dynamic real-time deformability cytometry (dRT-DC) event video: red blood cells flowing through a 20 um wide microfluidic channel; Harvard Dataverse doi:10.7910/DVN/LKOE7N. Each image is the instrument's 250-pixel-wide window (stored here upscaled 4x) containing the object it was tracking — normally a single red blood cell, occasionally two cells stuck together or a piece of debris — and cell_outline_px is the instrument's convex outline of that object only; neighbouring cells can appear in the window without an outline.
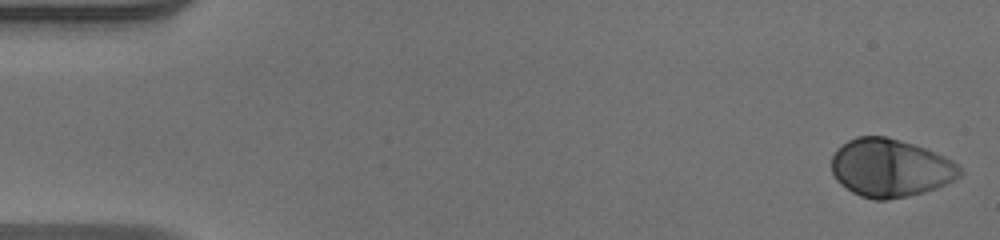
{"species": "human", "species_latin": "Homo sapiens", "temperature_condition": "warm", "stored_images_in_passage": 50, "camera_frame_rate_fps": 3000, "um_per_image_px": 0.085, "donor": {"sex": "male"}, "frame": {"image": 1, "passage_image": 1, "time_ms": 0.0, "image_size_px": [1000, 240], "cell_outline_px": [[964, 172], [960, 176], [948, 184], [924, 192], [908, 196], [888, 200], [876, 200], [860, 196], [852, 192], [840, 184], [836, 180], [832, 172], [832, 156], [836, 148], [848, 140], [856, 136], [884, 136], [900, 140], [936, 152], [952, 160]], "centroid_in_image_um": [75.67, 14.28], "position_along_channel_um": 9.3, "area_um2": 43.64}}
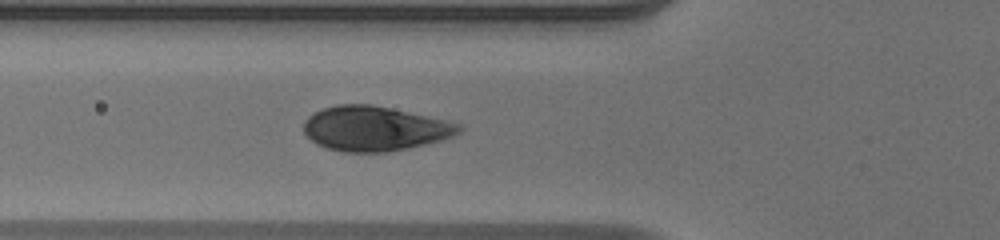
{"frame": {"image": 2, "passage_image": 18, "time_ms": 5.667, "image_size_px": [1000, 240], "cell_outline_px": [[464, 128], [460, 132], [444, 140], [408, 148], [388, 152], [344, 152], [328, 148], [316, 144], [304, 132], [304, 120], [312, 112], [336, 104], [372, 104], [444, 120], [460, 124]], "centroid_in_image_um": [31.83, 10.93], "position_along_channel_um": 94.0, "area_um2": 40.4}}
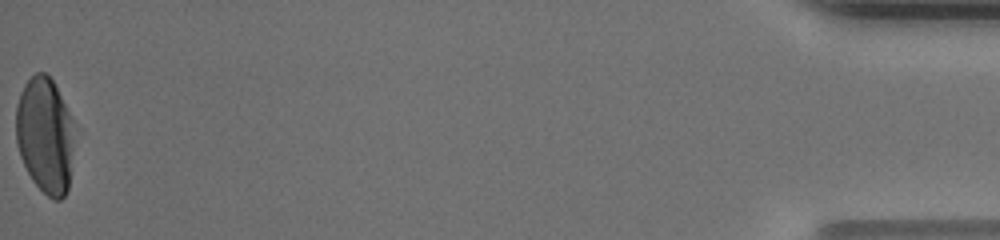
{"frame": {"image": 3, "passage_image": 50, "time_ms": 16.333, "image_size_px": [1000, 240], "cell_outline_px": [[72, 120], [68, 188], [64, 196], [60, 200], [52, 200], [32, 180], [20, 156], [16, 144], [16, 104], [20, 92], [24, 84], [36, 72], [44, 72], [52, 80]], "centroid_in_image_um": [3.76, 11.48], "position_along_channel_um": 431.4, "area_um2": 38.49}, "authors_computed_cell_mechanics": {"area_um2": 42.0206, "velocity_mm_per_s": 4.0794, "shape_relaxation_time_tau1_ms": 2.3628, "shape_relaxation_time_tau2_ms": null, "deformation_change_tau1": 0.1749, "deformation_change_tau2": null}}